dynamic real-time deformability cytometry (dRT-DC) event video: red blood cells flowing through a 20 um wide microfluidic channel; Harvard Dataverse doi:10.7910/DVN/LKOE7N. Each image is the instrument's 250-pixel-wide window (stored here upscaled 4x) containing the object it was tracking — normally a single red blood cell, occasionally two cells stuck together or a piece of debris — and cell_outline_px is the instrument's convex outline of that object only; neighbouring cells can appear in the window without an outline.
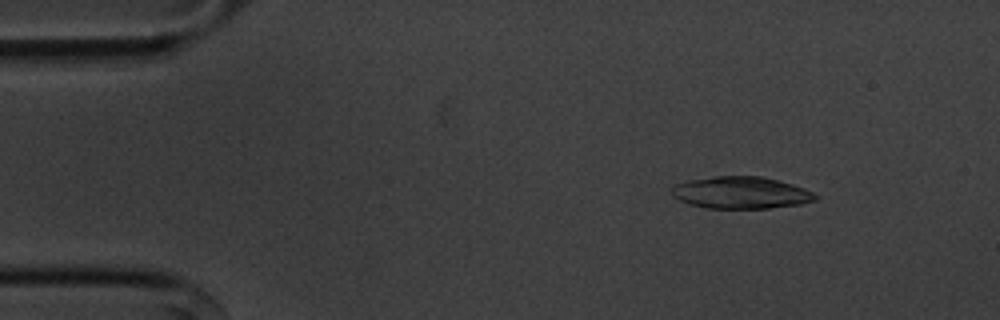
{"species": "common noctule bat (a hibernating species)", "species_latin": "Nyctalus noctula", "temperature_condition": "cold", "stored_images_in_passage": 54, "camera_frame_rate_fps": 3000, "um_per_image_px": 0.085, "animal": {"sex": "male", "body_mass_g": 20.1, "forearm_length_mm": 53.5}, "frame": {"image": 1, "passage_image": 7, "time_ms": 2.0, "image_size_px": [1000, 320], "cell_outline_px": [[820, 196], [816, 200], [800, 204], [768, 208], [708, 208], [692, 204], [680, 200], [672, 196], [672, 188], [676, 184], [688, 180], [712, 176], [760, 176], [792, 184], [804, 188]], "centroid_in_image_um": [62.99, 16.37], "position_along_channel_um": 22.0, "area_um2": 26.65}}